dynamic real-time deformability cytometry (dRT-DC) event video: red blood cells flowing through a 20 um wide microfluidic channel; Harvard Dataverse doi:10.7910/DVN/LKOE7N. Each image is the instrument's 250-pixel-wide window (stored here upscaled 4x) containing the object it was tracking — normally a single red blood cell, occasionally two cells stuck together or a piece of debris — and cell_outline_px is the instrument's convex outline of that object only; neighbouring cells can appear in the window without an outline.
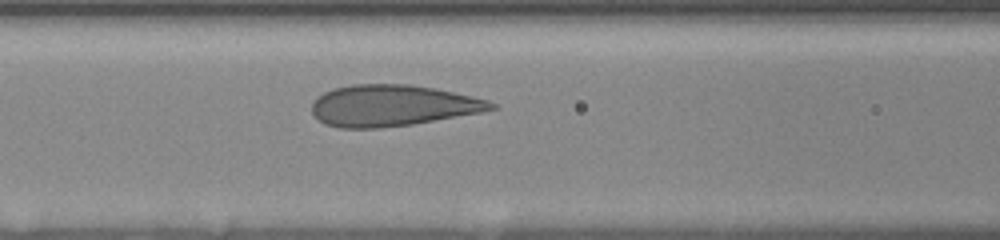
{"species": "human", "species_latin": "Homo sapiens", "temperature_condition": "room temperature", "stored_images_in_passage": 49, "camera_frame_rate_fps": 3000, "um_per_image_px": 0.085, "donor": {"sex": "female"}, "frame": {"image": 1, "passage_image": 10, "time_ms": 3.0, "image_size_px": [1000, 240], "cell_outline_px": [[496, 108], [480, 112], [412, 124], [380, 128], [340, 128], [324, 124], [312, 112], [312, 104], [316, 96], [332, 88], [352, 84], [408, 84], [436, 88], [472, 96], [488, 100], [496, 104]], "centroid_in_image_um": [33.31, 8.96], "position_along_channel_um": 133.3, "area_um2": 43.12}}
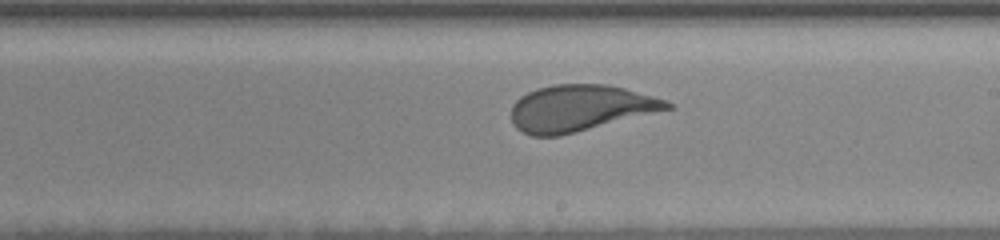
{"frame": {"image": 2, "passage_image": 21, "time_ms": 6.0, "image_size_px": [1000, 240], "cell_outline_px": [[676, 108], [560, 136], [532, 136], [516, 128], [512, 124], [512, 104], [520, 96], [536, 88], [552, 84], [608, 84], [624, 88], [652, 96], [664, 100], [672, 104]], "centroid_in_image_um": [49.3, 9.19], "position_along_channel_um": 239.7, "area_um2": 42.31}}
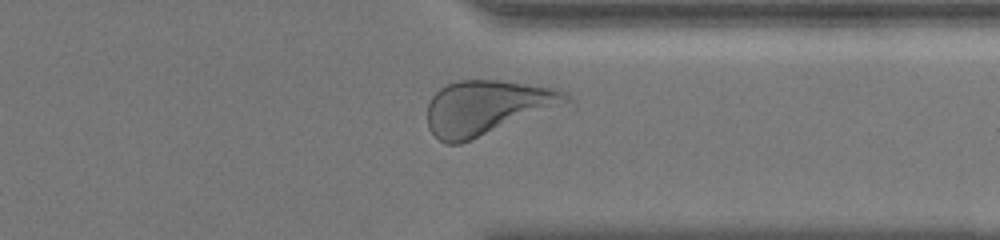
{"frame": {"image": 3, "passage_image": 39, "time_ms": 9.667, "image_size_px": [1000, 240], "cell_outline_px": [[576, 108], [460, 144], [444, 144], [428, 128], [428, 104], [432, 96], [440, 88], [456, 80], [500, 80], [552, 88], [564, 92], [576, 104]], "centroid_in_image_um": [41.65, 9.19], "position_along_channel_um": 369.7, "area_um2": 46.76}, "authors_computed_cell_mechanics": {"area_um2": 43.4656, "velocity_mm_per_s": 3.5484, "shape_relaxation_time_tau1_ms": 4.2444, "shape_relaxation_time_tau2_ms": null, "deformation_change_tau1": 0.1539, "deformation_change_tau2": null}}